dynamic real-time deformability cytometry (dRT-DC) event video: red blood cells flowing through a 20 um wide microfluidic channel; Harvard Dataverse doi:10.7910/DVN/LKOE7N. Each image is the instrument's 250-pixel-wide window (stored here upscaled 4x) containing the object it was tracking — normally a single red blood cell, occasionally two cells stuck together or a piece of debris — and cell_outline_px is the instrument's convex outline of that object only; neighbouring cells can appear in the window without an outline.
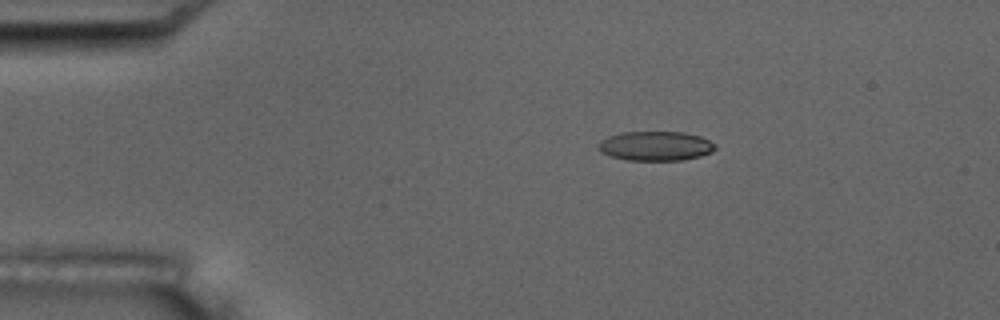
{"species": "common noctule bat (a hibernating species)", "species_latin": "Nyctalus noctula", "temperature_condition": "room temperature", "stored_images_in_passage": 4, "camera_frame_rate_fps": 3000, "um_per_image_px": 0.085, "animal": {"sex": "male", "body_mass_g": 17.5, "forearm_length_mm": 52.3}, "frame": {"image": 1, "passage_image": 3, "time_ms": 2.333, "image_size_px": [1000, 320], "cell_outline_px": [[716, 148], [712, 152], [700, 156], [680, 160], [628, 160], [612, 156], [600, 152], [596, 148], [600, 140], [608, 136], [620, 132], [684, 132], [700, 136], [716, 144]], "centroid_in_image_um": [55.7, 12.4], "position_along_channel_um": 29.3, "area_um2": 20.11}}